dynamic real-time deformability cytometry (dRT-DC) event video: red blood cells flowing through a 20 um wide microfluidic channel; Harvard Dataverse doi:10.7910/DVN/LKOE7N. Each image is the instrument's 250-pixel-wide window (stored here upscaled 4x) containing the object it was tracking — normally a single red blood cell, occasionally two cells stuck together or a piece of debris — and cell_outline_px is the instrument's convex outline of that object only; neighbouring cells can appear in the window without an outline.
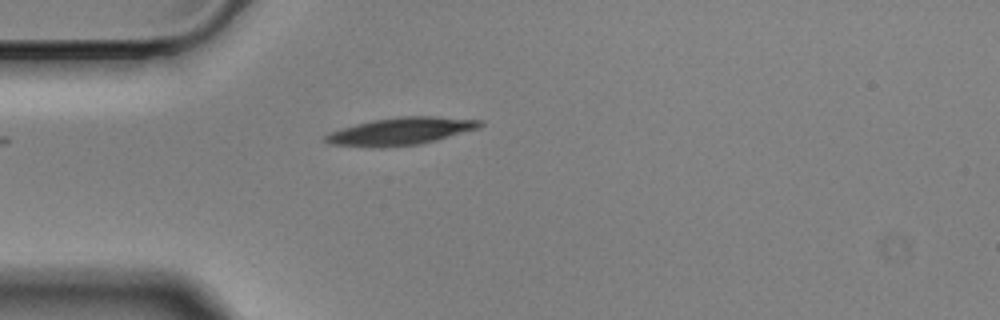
{"species": "Egyptian fruit bat (a non-hibernating species)", "species_latin": "Rousettus aegyptiacus", "temperature_condition": "cold", "stored_images_in_passage": 2, "camera_frame_rate_fps": 3000, "um_per_image_px": 0.085, "animal": {"sex": "male"}, "frame": {"image": 1, "passage_image": 1, "time_ms": 0.0, "image_size_px": [1000, 320], "cell_outline_px": [[484, 124], [480, 128], [436, 140], [420, 144], [384, 148], [372, 148], [332, 144], [324, 140], [324, 136], [332, 132], [356, 124], [376, 120], [400, 116], [436, 116], [484, 120]], "centroid_in_image_um": [34.14, 11.16], "position_along_channel_um": 50.9, "area_um2": 24.74}}